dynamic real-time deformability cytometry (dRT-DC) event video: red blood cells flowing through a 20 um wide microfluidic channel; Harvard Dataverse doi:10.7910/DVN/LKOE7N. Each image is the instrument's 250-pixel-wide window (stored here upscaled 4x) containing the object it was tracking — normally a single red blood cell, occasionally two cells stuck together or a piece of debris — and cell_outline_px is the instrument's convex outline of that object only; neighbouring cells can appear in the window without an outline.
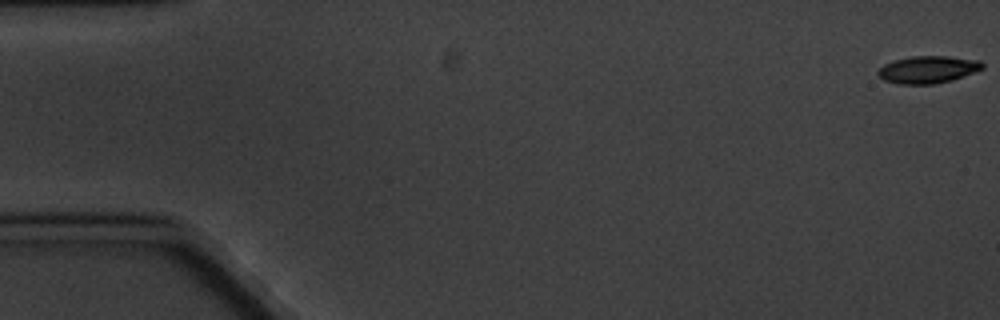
{"species": "common noctule bat (a hibernating species)", "species_latin": "Nyctalus noctula", "temperature_condition": "cold", "stored_images_in_passage": 4, "camera_frame_rate_fps": 3000, "um_per_image_px": 0.085, "animal": {"sex": "male", "body_mass_g": 20.1, "forearm_length_mm": 53.5}, "frame": {"image": 1, "passage_image": 1, "time_ms": 0.0, "image_size_px": [1000, 320], "cell_outline_px": [[984, 68], [952, 80], [932, 84], [900, 84], [884, 80], [876, 72], [884, 64], [896, 60], [912, 56], [948, 56], [980, 60], [984, 64]], "centroid_in_image_um": [78.89, 5.9], "position_along_channel_um": 6.1, "area_um2": 16.47}}